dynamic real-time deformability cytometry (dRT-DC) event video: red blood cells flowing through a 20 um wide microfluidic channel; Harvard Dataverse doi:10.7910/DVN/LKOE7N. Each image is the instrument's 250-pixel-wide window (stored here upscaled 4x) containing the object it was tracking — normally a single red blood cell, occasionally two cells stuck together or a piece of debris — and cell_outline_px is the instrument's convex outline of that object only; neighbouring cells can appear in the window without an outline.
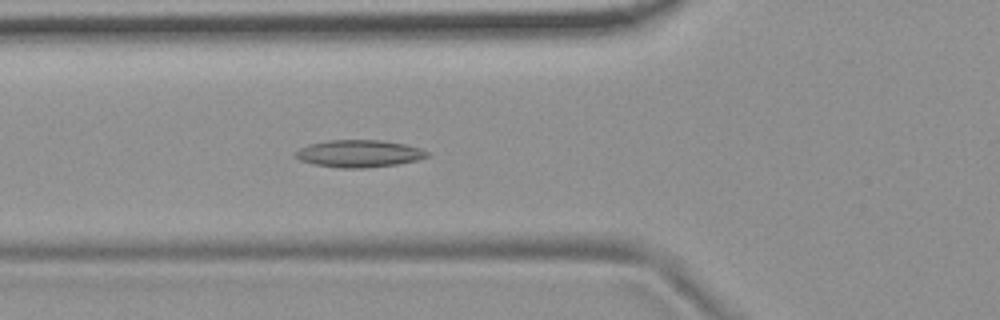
{"species": "common noctule bat (a hibernating species)", "species_latin": "Nyctalus noctula", "temperature_condition": "room temperature", "stored_images_in_passage": 6, "camera_frame_rate_fps": 3000, "um_per_image_px": 0.085, "animal": {"sex": "female", "body_mass_g": 19.9}, "frame": {"image": 1, "passage_image": 6, "time_ms": 1.667, "image_size_px": [1000, 320], "cell_outline_px": [[432, 156], [416, 160], [396, 164], [368, 168], [340, 168], [312, 164], [300, 160], [292, 156], [300, 148], [308, 144], [328, 140], [380, 140], [404, 144], [420, 148], [428, 152]], "centroid_in_image_um": [30.5, 13.06], "position_along_channel_um": 95.3, "area_um2": 21.04}}